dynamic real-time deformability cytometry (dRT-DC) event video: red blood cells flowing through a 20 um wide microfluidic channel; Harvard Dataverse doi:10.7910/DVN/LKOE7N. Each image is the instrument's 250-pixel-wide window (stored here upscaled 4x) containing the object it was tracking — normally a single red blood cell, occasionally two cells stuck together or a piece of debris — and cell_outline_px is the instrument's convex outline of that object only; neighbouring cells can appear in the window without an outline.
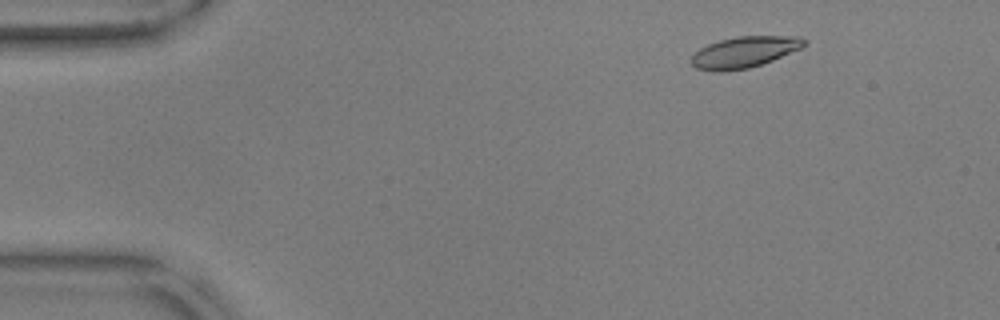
{"species": "common noctule bat (a hibernating species)", "species_latin": "Nyctalus noctula", "temperature_condition": "warm", "stored_images_in_passage": 54, "camera_frame_rate_fps": 3000, "um_per_image_px": 0.085, "animal": {"sex": "male", "body_mass_g": 17.9, "forearm_length_mm": 54.2}, "frame": {"image": 1, "passage_image": 5, "time_ms": 1.333, "image_size_px": [1000, 320], "cell_outline_px": [[804, 44], [800, 48], [772, 60], [748, 68], [724, 72], [716, 72], [696, 68], [692, 64], [692, 56], [700, 48], [708, 44], [720, 40], [736, 36], [800, 36], [804, 40]], "centroid_in_image_um": [63.22, 4.43], "position_along_channel_um": 21.8, "area_um2": 20.23}}
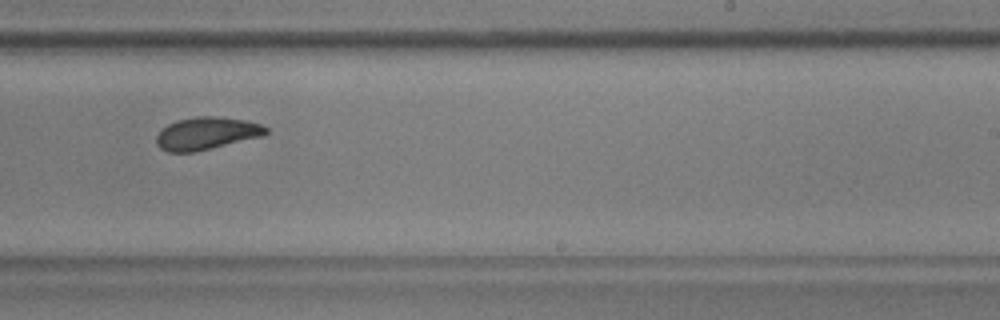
{"frame": {"image": 2, "passage_image": 33, "time_ms": 10.667, "image_size_px": [1000, 320], "cell_outline_px": [[268, 132], [264, 136], [192, 152], [168, 152], [160, 148], [156, 144], [156, 136], [168, 124], [176, 120], [200, 116], [220, 116], [248, 120], [260, 124], [268, 128]], "centroid_in_image_um": [17.58, 11.32], "position_along_channel_um": 271.4, "area_um2": 20.75}}
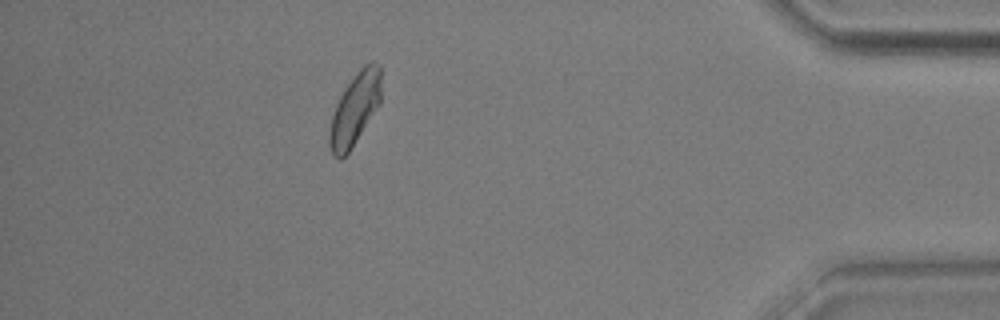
{"frame": {"image": 3, "passage_image": 48, "time_ms": 15.667, "image_size_px": [1000, 320], "cell_outline_px": [[380, 104], [348, 152], [340, 160], [332, 156], [328, 144], [328, 136], [332, 116], [336, 104], [344, 88], [356, 72], [364, 64], [372, 60], [380, 64]], "centroid_in_image_um": [30.15, 9.26], "position_along_channel_um": 405.1, "area_um2": 21.68}, "authors_computed_cell_mechanics": {"area_um2": 21.0103, "velocity_mm_per_s": 3.5731, "shape_relaxation_time_tau1_ms": 3.224, "shape_relaxation_time_tau2_ms": 2.6558, "deformation_change_tau1": 0.1087, "deformation_change_tau2": 0.0703}}